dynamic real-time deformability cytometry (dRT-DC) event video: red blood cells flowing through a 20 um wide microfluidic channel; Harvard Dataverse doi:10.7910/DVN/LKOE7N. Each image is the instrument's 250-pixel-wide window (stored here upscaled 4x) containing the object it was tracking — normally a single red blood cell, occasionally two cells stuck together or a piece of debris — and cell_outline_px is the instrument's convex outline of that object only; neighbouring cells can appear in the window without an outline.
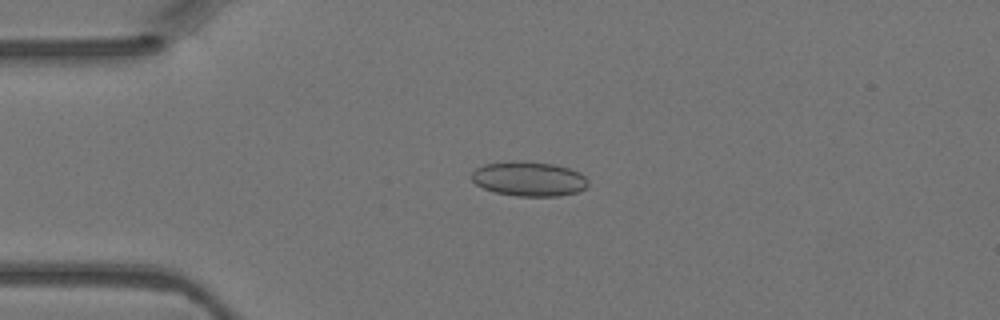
{"species": "Egyptian fruit bat (a non-hibernating species)", "species_latin": "Rousettus aegyptiacus", "temperature_condition": "warm", "stored_images_in_passage": 5, "camera_frame_rate_fps": 3000, "um_per_image_px": 0.085, "animal": {"sex": "female"}, "frame": {"image": 1, "passage_image": 3, "time_ms": 0.667, "image_size_px": [1000, 320], "cell_outline_px": [[588, 184], [584, 188], [576, 192], [556, 196], [516, 196], [496, 192], [484, 188], [476, 184], [468, 176], [476, 168], [484, 164], [520, 160], [524, 160], [556, 164], [580, 172], [588, 180]], "centroid_in_image_um": [44.93, 15.18], "position_along_channel_um": 40.1, "area_um2": 23.64}}
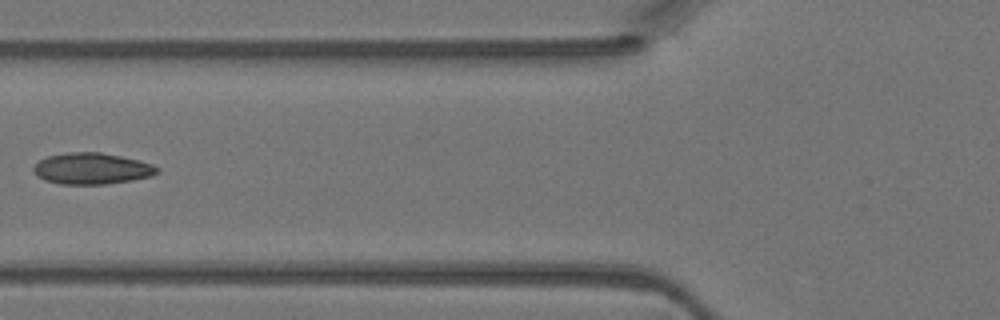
{"frame": {"image": 2, "passage_image": 5, "time_ms": 1.333, "image_size_px": [1000, 320], "cell_outline_px": [[160, 172], [152, 176], [132, 180], [104, 184], [60, 184], [44, 180], [36, 176], [32, 168], [40, 160], [48, 156], [68, 152], [100, 152], [120, 156], [152, 164], [160, 168]], "centroid_in_image_um": [7.8, 14.33], "position_along_channel_um": 118.0, "area_um2": 22.54}}